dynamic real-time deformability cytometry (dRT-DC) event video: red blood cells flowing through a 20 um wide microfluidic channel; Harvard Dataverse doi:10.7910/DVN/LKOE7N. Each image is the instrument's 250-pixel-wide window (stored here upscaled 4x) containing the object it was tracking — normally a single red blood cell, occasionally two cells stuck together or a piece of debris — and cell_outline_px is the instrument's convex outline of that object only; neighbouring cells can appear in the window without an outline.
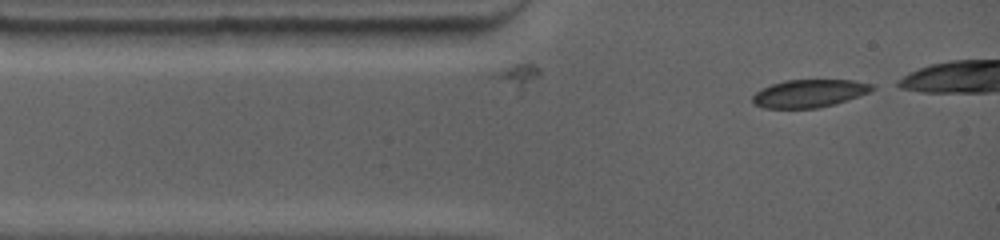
{"species": "common noctule bat (a hibernating species)", "species_latin": "Nyctalus noctula", "temperature_condition": "warm", "stored_images_in_passage": 12, "camera_frame_rate_fps": 4500, "um_per_image_px": 0.085, "animal": {"sex": "female", "body_mass_g": 19.0, "forearm_length_mm": 53.3}, "frame": {"image": 1, "passage_image": 1, "time_ms": 0.0, "image_size_px": [1000, 240], "cell_outline_px": [[876, 88], [868, 92], [832, 104], [816, 108], [764, 108], [752, 104], [752, 96], [760, 88], [784, 80], [852, 80], [872, 84]], "centroid_in_image_um": [68.71, 7.93], "position_along_channel_um": 16.3, "area_um2": 19.19}}
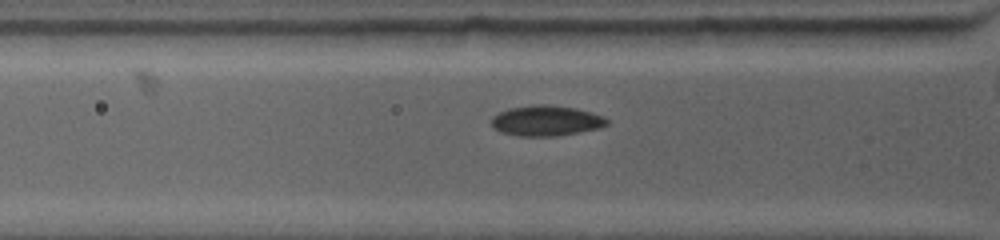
{"frame": {"image": 2, "passage_image": 10, "time_ms": 2.222, "image_size_px": [1000, 240], "cell_outline_px": [[608, 124], [600, 128], [580, 132], [556, 136], [520, 136], [500, 132], [492, 128], [492, 116], [508, 108], [532, 104], [548, 104], [576, 108], [592, 112], [604, 116], [608, 120]], "centroid_in_image_um": [46.42, 10.25], "position_along_channel_um": 79.4, "area_um2": 20.75}}